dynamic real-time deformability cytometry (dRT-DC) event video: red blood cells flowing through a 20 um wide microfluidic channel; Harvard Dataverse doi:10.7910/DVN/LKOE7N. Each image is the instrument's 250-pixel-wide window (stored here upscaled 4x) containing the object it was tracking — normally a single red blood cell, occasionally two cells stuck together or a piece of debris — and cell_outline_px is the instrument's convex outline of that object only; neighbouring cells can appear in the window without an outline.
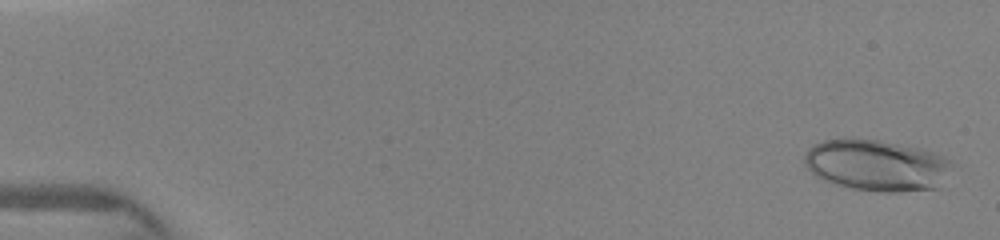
{"species": "human", "species_latin": "Homo sapiens", "temperature_condition": "warm", "stored_images_in_passage": 36, "camera_frame_rate_fps": 3000, "um_per_image_px": 0.085, "donor": {"sex": "female"}, "frame": {"image": 1, "passage_image": 1, "time_ms": 0.0, "image_size_px": [1000, 240], "cell_outline_px": [[956, 164], [940, 188], [900, 192], [880, 192], [852, 188], [836, 184], [824, 180], [816, 176], [804, 164], [804, 156], [808, 148], [824, 140], [876, 140], [920, 148], [944, 156], [952, 160]], "centroid_in_image_um": [74.61, 14.08], "position_along_channel_um": 10.4, "area_um2": 44.16}}
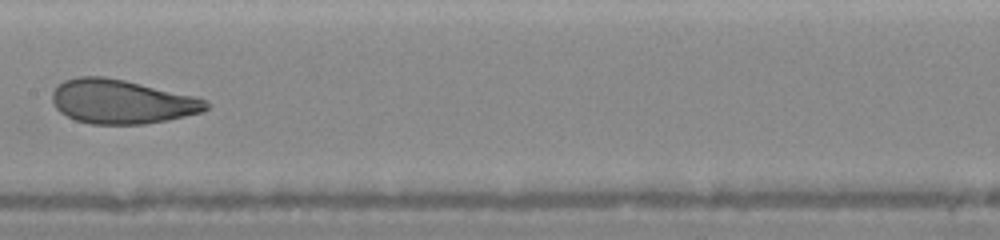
{"frame": {"image": 2, "passage_image": 18, "time_ms": 7.667, "image_size_px": [1000, 240], "cell_outline_px": [[212, 104], [208, 108], [200, 112], [168, 120], [144, 124], [92, 124], [76, 120], [60, 112], [56, 108], [52, 100], [52, 92], [64, 80], [76, 76], [104, 76], [124, 80], [196, 96], [208, 100]], "centroid_in_image_um": [10.36, 8.63], "position_along_channel_um": 197.0, "area_um2": 39.59}}
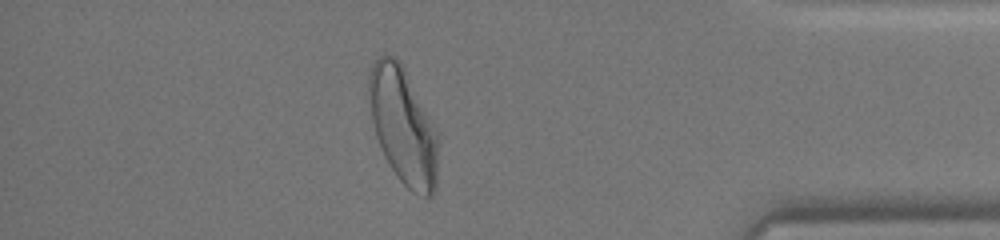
{"frame": {"image": 3, "passage_image": 33, "time_ms": 13.0, "image_size_px": [1000, 240], "cell_outline_px": [[440, 140], [436, 188], [432, 196], [428, 200], [412, 192], [396, 176], [384, 156], [380, 148], [376, 136], [372, 120], [368, 88], [368, 76], [372, 64], [384, 52], [396, 56], [400, 60], [436, 128], [440, 136]], "centroid_in_image_um": [34.3, 10.73], "position_along_channel_um": 400.9, "area_um2": 47.86}}